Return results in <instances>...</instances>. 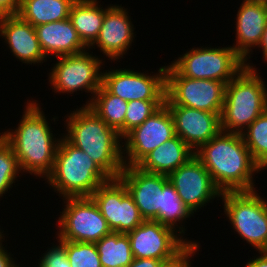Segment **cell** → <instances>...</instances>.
I'll list each match as a JSON object with an SVG mask.
<instances>
[{"label":"cell","instance_id":"6da1fadb","mask_svg":"<svg viewBox=\"0 0 267 267\" xmlns=\"http://www.w3.org/2000/svg\"><path fill=\"white\" fill-rule=\"evenodd\" d=\"M194 154L222 193L256 190L253 173L262 169L253 160L241 134L221 130Z\"/></svg>","mask_w":267,"mask_h":267},{"label":"cell","instance_id":"7a4b0ae2","mask_svg":"<svg viewBox=\"0 0 267 267\" xmlns=\"http://www.w3.org/2000/svg\"><path fill=\"white\" fill-rule=\"evenodd\" d=\"M25 107L18 127L14 131L2 132L1 136L11 145L21 171L47 178L54 167L60 138L56 140L53 137L47 118L36 100H29Z\"/></svg>","mask_w":267,"mask_h":267},{"label":"cell","instance_id":"3957f363","mask_svg":"<svg viewBox=\"0 0 267 267\" xmlns=\"http://www.w3.org/2000/svg\"><path fill=\"white\" fill-rule=\"evenodd\" d=\"M67 116V134L63 136L85 151L110 178H118L125 166L119 133L85 104Z\"/></svg>","mask_w":267,"mask_h":267},{"label":"cell","instance_id":"277c9868","mask_svg":"<svg viewBox=\"0 0 267 267\" xmlns=\"http://www.w3.org/2000/svg\"><path fill=\"white\" fill-rule=\"evenodd\" d=\"M47 182L64 198L91 197L111 178L88 156L64 136L56 151L54 167Z\"/></svg>","mask_w":267,"mask_h":267},{"label":"cell","instance_id":"5b68a950","mask_svg":"<svg viewBox=\"0 0 267 267\" xmlns=\"http://www.w3.org/2000/svg\"><path fill=\"white\" fill-rule=\"evenodd\" d=\"M255 67H245L226 84L221 130L241 134L267 110V86Z\"/></svg>","mask_w":267,"mask_h":267},{"label":"cell","instance_id":"8992f818","mask_svg":"<svg viewBox=\"0 0 267 267\" xmlns=\"http://www.w3.org/2000/svg\"><path fill=\"white\" fill-rule=\"evenodd\" d=\"M224 212L234 231L257 251H267V201L253 191L224 192Z\"/></svg>","mask_w":267,"mask_h":267},{"label":"cell","instance_id":"52a82bcc","mask_svg":"<svg viewBox=\"0 0 267 267\" xmlns=\"http://www.w3.org/2000/svg\"><path fill=\"white\" fill-rule=\"evenodd\" d=\"M181 76L228 83L244 67V60L232 46L192 48L170 64Z\"/></svg>","mask_w":267,"mask_h":267},{"label":"cell","instance_id":"ba28073f","mask_svg":"<svg viewBox=\"0 0 267 267\" xmlns=\"http://www.w3.org/2000/svg\"><path fill=\"white\" fill-rule=\"evenodd\" d=\"M226 83L211 79L181 76L171 65L166 66L165 105H180L221 114Z\"/></svg>","mask_w":267,"mask_h":267},{"label":"cell","instance_id":"9c48e42d","mask_svg":"<svg viewBox=\"0 0 267 267\" xmlns=\"http://www.w3.org/2000/svg\"><path fill=\"white\" fill-rule=\"evenodd\" d=\"M63 200L66 205L57 222L58 240L96 243L112 232L92 197Z\"/></svg>","mask_w":267,"mask_h":267},{"label":"cell","instance_id":"30bf717a","mask_svg":"<svg viewBox=\"0 0 267 267\" xmlns=\"http://www.w3.org/2000/svg\"><path fill=\"white\" fill-rule=\"evenodd\" d=\"M49 72V82L54 92L70 93L84 90L93 95L87 102L88 106L96 91L102 85V60L84 51L74 55L60 56Z\"/></svg>","mask_w":267,"mask_h":267},{"label":"cell","instance_id":"8fae6325","mask_svg":"<svg viewBox=\"0 0 267 267\" xmlns=\"http://www.w3.org/2000/svg\"><path fill=\"white\" fill-rule=\"evenodd\" d=\"M175 136L173 118L167 106L163 104L141 125L122 138L125 140L121 142L124 144L122 145L124 165L136 166L152 150Z\"/></svg>","mask_w":267,"mask_h":267},{"label":"cell","instance_id":"7c38bea8","mask_svg":"<svg viewBox=\"0 0 267 267\" xmlns=\"http://www.w3.org/2000/svg\"><path fill=\"white\" fill-rule=\"evenodd\" d=\"M91 197L112 232L127 234L145 221L119 178L101 184Z\"/></svg>","mask_w":267,"mask_h":267},{"label":"cell","instance_id":"4fadbf2b","mask_svg":"<svg viewBox=\"0 0 267 267\" xmlns=\"http://www.w3.org/2000/svg\"><path fill=\"white\" fill-rule=\"evenodd\" d=\"M102 85L127 102L165 100L166 66L160 67L158 73L152 76L124 68L102 71Z\"/></svg>","mask_w":267,"mask_h":267},{"label":"cell","instance_id":"5bb4252c","mask_svg":"<svg viewBox=\"0 0 267 267\" xmlns=\"http://www.w3.org/2000/svg\"><path fill=\"white\" fill-rule=\"evenodd\" d=\"M134 258L168 260L178 254L188 243L173 229L154 220H145L127 233ZM178 235V236H177Z\"/></svg>","mask_w":267,"mask_h":267},{"label":"cell","instance_id":"9a60e30c","mask_svg":"<svg viewBox=\"0 0 267 267\" xmlns=\"http://www.w3.org/2000/svg\"><path fill=\"white\" fill-rule=\"evenodd\" d=\"M168 180L182 202L193 213L206 206V203L211 202L210 200L221 198L222 195L210 173L195 156L170 173Z\"/></svg>","mask_w":267,"mask_h":267},{"label":"cell","instance_id":"2e32d148","mask_svg":"<svg viewBox=\"0 0 267 267\" xmlns=\"http://www.w3.org/2000/svg\"><path fill=\"white\" fill-rule=\"evenodd\" d=\"M118 178L126 186L144 220L156 221L168 176L148 173L136 166H124Z\"/></svg>","mask_w":267,"mask_h":267},{"label":"cell","instance_id":"e0dca14e","mask_svg":"<svg viewBox=\"0 0 267 267\" xmlns=\"http://www.w3.org/2000/svg\"><path fill=\"white\" fill-rule=\"evenodd\" d=\"M173 118L175 133L194 152L221 131V114L180 105H166Z\"/></svg>","mask_w":267,"mask_h":267},{"label":"cell","instance_id":"ac0fdd59","mask_svg":"<svg viewBox=\"0 0 267 267\" xmlns=\"http://www.w3.org/2000/svg\"><path fill=\"white\" fill-rule=\"evenodd\" d=\"M126 10L121 5L105 8L99 35L91 45L99 47L103 54L113 61L123 58L133 42L135 28Z\"/></svg>","mask_w":267,"mask_h":267},{"label":"cell","instance_id":"d6986e66","mask_svg":"<svg viewBox=\"0 0 267 267\" xmlns=\"http://www.w3.org/2000/svg\"><path fill=\"white\" fill-rule=\"evenodd\" d=\"M0 36L5 39L13 55L21 62L38 64L47 61L40 47L35 27L18 14L5 15L0 25Z\"/></svg>","mask_w":267,"mask_h":267},{"label":"cell","instance_id":"ffe728a7","mask_svg":"<svg viewBox=\"0 0 267 267\" xmlns=\"http://www.w3.org/2000/svg\"><path fill=\"white\" fill-rule=\"evenodd\" d=\"M240 5L236 17V44L232 47L244 63H247L251 48H258L261 42L267 24V5L246 1Z\"/></svg>","mask_w":267,"mask_h":267},{"label":"cell","instance_id":"44dd1931","mask_svg":"<svg viewBox=\"0 0 267 267\" xmlns=\"http://www.w3.org/2000/svg\"><path fill=\"white\" fill-rule=\"evenodd\" d=\"M35 32L46 59L50 54L55 57L74 55L88 49L69 18L35 27Z\"/></svg>","mask_w":267,"mask_h":267},{"label":"cell","instance_id":"7402d4cb","mask_svg":"<svg viewBox=\"0 0 267 267\" xmlns=\"http://www.w3.org/2000/svg\"><path fill=\"white\" fill-rule=\"evenodd\" d=\"M193 156L194 151L176 135L152 150L136 167L148 173L168 176Z\"/></svg>","mask_w":267,"mask_h":267},{"label":"cell","instance_id":"603a6c76","mask_svg":"<svg viewBox=\"0 0 267 267\" xmlns=\"http://www.w3.org/2000/svg\"><path fill=\"white\" fill-rule=\"evenodd\" d=\"M102 8L97 0H76L71 6L69 20L88 50L100 32L105 16Z\"/></svg>","mask_w":267,"mask_h":267},{"label":"cell","instance_id":"cb8c5ba5","mask_svg":"<svg viewBox=\"0 0 267 267\" xmlns=\"http://www.w3.org/2000/svg\"><path fill=\"white\" fill-rule=\"evenodd\" d=\"M76 0H20L18 15L33 27L69 18Z\"/></svg>","mask_w":267,"mask_h":267},{"label":"cell","instance_id":"d4e9b609","mask_svg":"<svg viewBox=\"0 0 267 267\" xmlns=\"http://www.w3.org/2000/svg\"><path fill=\"white\" fill-rule=\"evenodd\" d=\"M128 102L111 94L103 85L88 105L108 126L124 137V120Z\"/></svg>","mask_w":267,"mask_h":267},{"label":"cell","instance_id":"484cf974","mask_svg":"<svg viewBox=\"0 0 267 267\" xmlns=\"http://www.w3.org/2000/svg\"><path fill=\"white\" fill-rule=\"evenodd\" d=\"M95 244L102 267H127L134 260L127 234L111 232Z\"/></svg>","mask_w":267,"mask_h":267},{"label":"cell","instance_id":"4316f807","mask_svg":"<svg viewBox=\"0 0 267 267\" xmlns=\"http://www.w3.org/2000/svg\"><path fill=\"white\" fill-rule=\"evenodd\" d=\"M193 214L182 202L173 185L168 181L163 187L161 209L157 213L156 221L174 231L176 230L177 233L179 232V236L181 235L183 238L182 234H185L186 230L180 224ZM177 222L181 227H178ZM176 226L179 230L175 228Z\"/></svg>","mask_w":267,"mask_h":267},{"label":"cell","instance_id":"83f0119b","mask_svg":"<svg viewBox=\"0 0 267 267\" xmlns=\"http://www.w3.org/2000/svg\"><path fill=\"white\" fill-rule=\"evenodd\" d=\"M255 163L267 168V110L241 133Z\"/></svg>","mask_w":267,"mask_h":267},{"label":"cell","instance_id":"f1b7e54d","mask_svg":"<svg viewBox=\"0 0 267 267\" xmlns=\"http://www.w3.org/2000/svg\"><path fill=\"white\" fill-rule=\"evenodd\" d=\"M58 241L66 248L70 267H102L95 243Z\"/></svg>","mask_w":267,"mask_h":267},{"label":"cell","instance_id":"f546056e","mask_svg":"<svg viewBox=\"0 0 267 267\" xmlns=\"http://www.w3.org/2000/svg\"><path fill=\"white\" fill-rule=\"evenodd\" d=\"M19 172L21 173L18 159L11 145L0 134V197L12 187Z\"/></svg>","mask_w":267,"mask_h":267},{"label":"cell","instance_id":"4dcf8cb0","mask_svg":"<svg viewBox=\"0 0 267 267\" xmlns=\"http://www.w3.org/2000/svg\"><path fill=\"white\" fill-rule=\"evenodd\" d=\"M164 102L165 100H133L128 102L124 120V136L132 129L141 125Z\"/></svg>","mask_w":267,"mask_h":267},{"label":"cell","instance_id":"1f68e13d","mask_svg":"<svg viewBox=\"0 0 267 267\" xmlns=\"http://www.w3.org/2000/svg\"><path fill=\"white\" fill-rule=\"evenodd\" d=\"M59 245L49 248L43 254L38 262V267H70V262L67 259V252L65 246L58 241Z\"/></svg>","mask_w":267,"mask_h":267},{"label":"cell","instance_id":"d6a6232c","mask_svg":"<svg viewBox=\"0 0 267 267\" xmlns=\"http://www.w3.org/2000/svg\"><path fill=\"white\" fill-rule=\"evenodd\" d=\"M200 245L196 243H188L178 254L173 258L162 261L159 267H191L190 258L194 256Z\"/></svg>","mask_w":267,"mask_h":267},{"label":"cell","instance_id":"836d02e7","mask_svg":"<svg viewBox=\"0 0 267 267\" xmlns=\"http://www.w3.org/2000/svg\"><path fill=\"white\" fill-rule=\"evenodd\" d=\"M20 6V0H0V10L5 15L17 14Z\"/></svg>","mask_w":267,"mask_h":267},{"label":"cell","instance_id":"e575fe53","mask_svg":"<svg viewBox=\"0 0 267 267\" xmlns=\"http://www.w3.org/2000/svg\"><path fill=\"white\" fill-rule=\"evenodd\" d=\"M165 260L151 258H134L127 267H159L160 263Z\"/></svg>","mask_w":267,"mask_h":267},{"label":"cell","instance_id":"d590c367","mask_svg":"<svg viewBox=\"0 0 267 267\" xmlns=\"http://www.w3.org/2000/svg\"><path fill=\"white\" fill-rule=\"evenodd\" d=\"M19 264L15 263V260L7 253L5 247L2 246V241L0 242V267H18Z\"/></svg>","mask_w":267,"mask_h":267},{"label":"cell","instance_id":"8d00e7d4","mask_svg":"<svg viewBox=\"0 0 267 267\" xmlns=\"http://www.w3.org/2000/svg\"><path fill=\"white\" fill-rule=\"evenodd\" d=\"M261 256L247 261L245 267H267V251L259 252Z\"/></svg>","mask_w":267,"mask_h":267},{"label":"cell","instance_id":"74e56055","mask_svg":"<svg viewBox=\"0 0 267 267\" xmlns=\"http://www.w3.org/2000/svg\"><path fill=\"white\" fill-rule=\"evenodd\" d=\"M258 47L262 49L263 59L267 62V24L265 26V30L263 32L262 39Z\"/></svg>","mask_w":267,"mask_h":267},{"label":"cell","instance_id":"f35d334b","mask_svg":"<svg viewBox=\"0 0 267 267\" xmlns=\"http://www.w3.org/2000/svg\"><path fill=\"white\" fill-rule=\"evenodd\" d=\"M250 3H262L267 5V0H243Z\"/></svg>","mask_w":267,"mask_h":267},{"label":"cell","instance_id":"ab89813d","mask_svg":"<svg viewBox=\"0 0 267 267\" xmlns=\"http://www.w3.org/2000/svg\"><path fill=\"white\" fill-rule=\"evenodd\" d=\"M4 17H5V14L0 10V25L3 22Z\"/></svg>","mask_w":267,"mask_h":267},{"label":"cell","instance_id":"60d3db41","mask_svg":"<svg viewBox=\"0 0 267 267\" xmlns=\"http://www.w3.org/2000/svg\"><path fill=\"white\" fill-rule=\"evenodd\" d=\"M2 233H3V232H1V229H0V242L3 241L2 239H3V237H4V236H3L4 234H2Z\"/></svg>","mask_w":267,"mask_h":267}]
</instances>
